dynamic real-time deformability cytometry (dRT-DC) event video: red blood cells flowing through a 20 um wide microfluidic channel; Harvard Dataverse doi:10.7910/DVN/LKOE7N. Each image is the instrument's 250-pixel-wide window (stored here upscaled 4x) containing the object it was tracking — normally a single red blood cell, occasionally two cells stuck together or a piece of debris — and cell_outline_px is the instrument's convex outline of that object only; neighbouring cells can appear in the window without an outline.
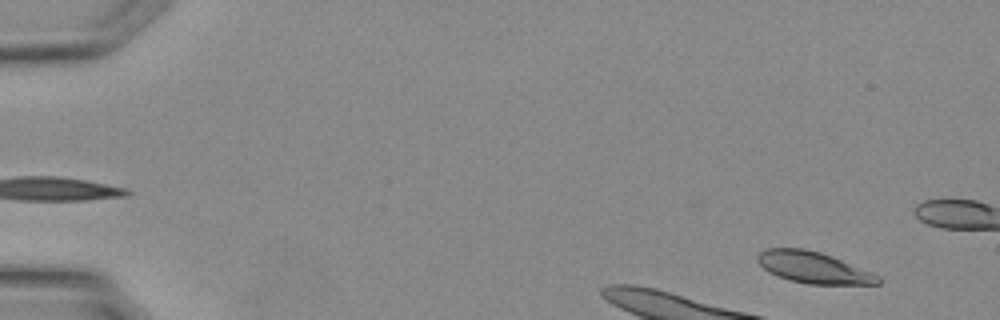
{"species": "Egyptian fruit bat (a non-hibernating species)", "species_latin": "Rousettus aegyptiacus", "temperature_condition": "warm", "stored_images_in_passage": 12, "camera_frame_rate_fps": 3000, "um_per_image_px": 0.085, "animal": {"sex": "female"}, "frame": {"image": 1, "passage_image": 3, "time_ms": 0.667, "image_size_px": [1000, 320], "cell_outline_px": [[880, 284], [808, 284], [788, 280], [776, 276], [768, 272], [756, 260], [756, 256], [764, 248], [804, 248], [820, 252], [832, 256], [880, 276]], "centroid_in_image_um": [69.09, 22.73], "position_along_channel_um": 15.9, "area_um2": 22.08}}